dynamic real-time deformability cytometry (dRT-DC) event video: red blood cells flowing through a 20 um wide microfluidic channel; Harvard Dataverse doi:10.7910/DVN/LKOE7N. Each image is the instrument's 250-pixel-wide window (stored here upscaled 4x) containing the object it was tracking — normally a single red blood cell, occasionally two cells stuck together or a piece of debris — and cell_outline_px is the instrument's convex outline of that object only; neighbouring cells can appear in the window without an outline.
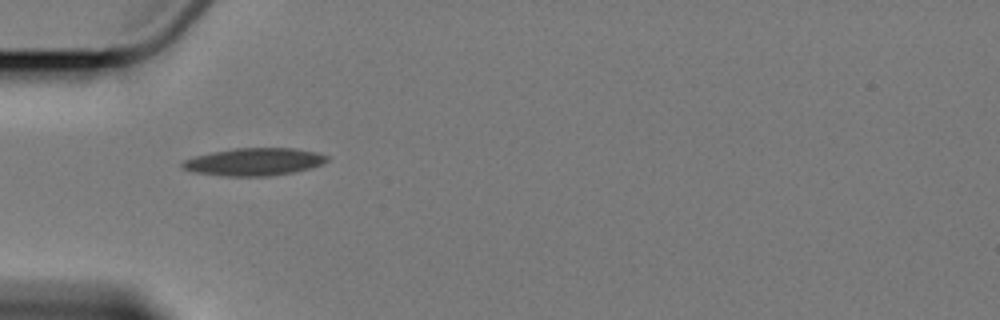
{"species": "Egyptian fruit bat (a non-hibernating species)", "species_latin": "Rousettus aegyptiacus", "temperature_condition": "cold", "stored_images_in_passage": 2, "camera_frame_rate_fps": 3000, "um_per_image_px": 0.085, "animal": {"sex": "female"}, "frame": {"image": 1, "passage_image": 1, "time_ms": 0.0, "image_size_px": [1000, 320], "cell_outline_px": [[328, 160], [320, 164], [308, 168], [292, 172], [268, 176], [228, 176], [196, 172], [184, 168], [180, 164], [184, 160], [196, 156], [212, 152], [236, 148], [292, 148], [316, 152], [328, 156]], "centroid_in_image_um": [21.6, 13.74], "position_along_channel_um": 63.4, "area_um2": 22.77}}
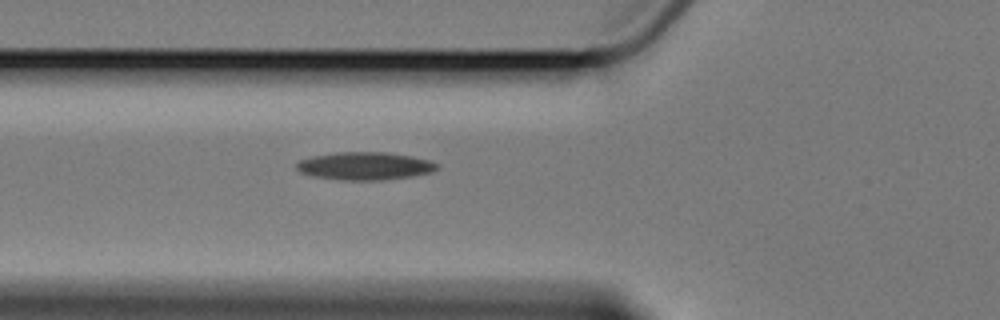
{"frame": {"image": 2, "passage_image": 2, "time_ms": 1.0, "image_size_px": [1000, 320], "cell_outline_px": [[440, 168], [432, 172], [412, 176], [380, 180], [348, 180], [316, 176], [300, 172], [296, 168], [296, 164], [300, 160], [312, 156], [336, 152], [388, 152], [412, 156], [428, 160], [440, 164]], "centroid_in_image_um": [31.06, 14.09], "position_along_channel_um": 94.7, "area_um2": 22.72}}